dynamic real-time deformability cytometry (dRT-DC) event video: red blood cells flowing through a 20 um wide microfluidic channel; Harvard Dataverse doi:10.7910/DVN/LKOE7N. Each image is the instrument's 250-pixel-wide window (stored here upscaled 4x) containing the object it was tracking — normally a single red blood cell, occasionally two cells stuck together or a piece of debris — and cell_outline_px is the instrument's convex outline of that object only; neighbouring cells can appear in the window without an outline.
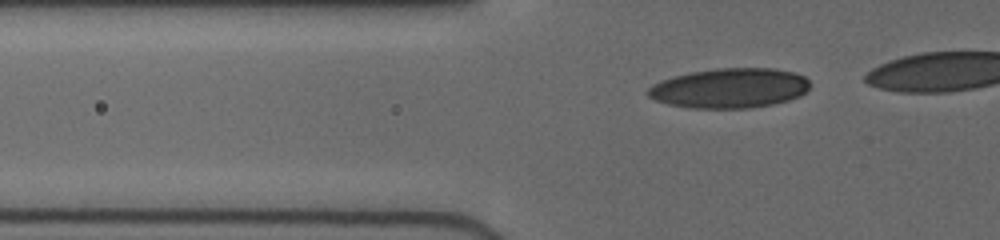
{"species": "human", "species_latin": "Homo sapiens", "temperature_condition": "cold", "stored_images_in_passage": 38, "camera_frame_rate_fps": 3000, "um_per_image_px": 0.085, "donor": {"sex": "female"}, "frame": {"image": 1, "passage_image": 12, "time_ms": 3.667, "image_size_px": [1000, 240], "cell_outline_px": [[812, 84], [800, 96], [788, 100], [772, 104], [752, 108], [688, 108], [668, 104], [656, 100], [648, 96], [648, 88], [652, 84], [660, 80], [692, 72], [716, 68], [772, 68], [796, 72], [804, 76]], "centroid_in_image_um": [62.04, 7.49], "position_along_channel_um": 63.8, "area_um2": 37.69}}
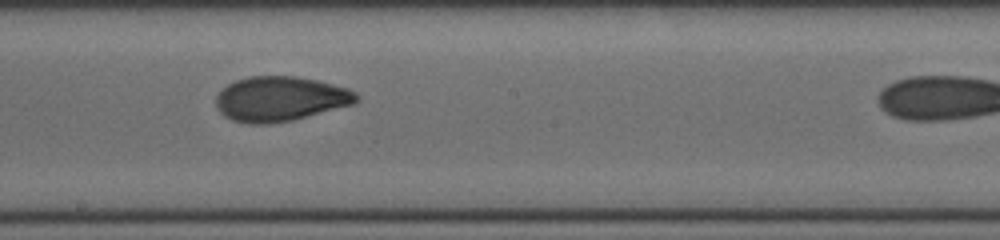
{"frame": {"image": 2, "passage_image": 25, "time_ms": 8.0, "image_size_px": [1000, 240], "cell_outline_px": [[360, 100], [352, 104], [292, 120], [268, 124], [248, 124], [232, 120], [224, 116], [216, 108], [216, 96], [228, 84], [236, 80], [248, 76], [296, 76], [316, 80], [348, 88], [356, 92], [360, 96]], "centroid_in_image_um": [23.81, 8.4], "position_along_channel_um": 224.4, "area_um2": 36.65}}
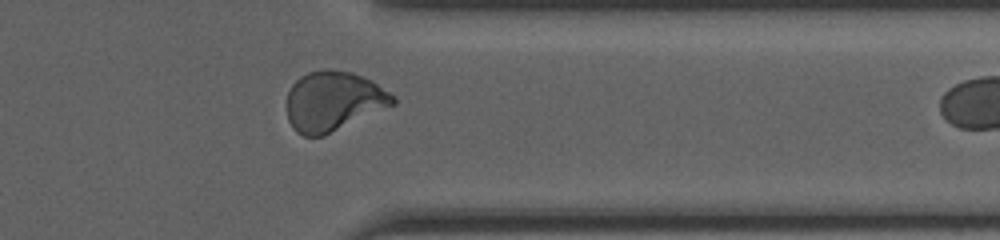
{"frame": {"image": 3, "passage_image": 37, "time_ms": 12.0, "image_size_px": [1000, 240], "cell_outline_px": [[396, 104], [324, 136], [304, 136], [296, 132], [292, 128], [288, 120], [288, 92], [292, 84], [300, 76], [308, 72], [352, 72], [372, 80], [396, 96]], "centroid_in_image_um": [28.36, 8.64], "position_along_channel_um": 383.0, "area_um2": 36.59}}